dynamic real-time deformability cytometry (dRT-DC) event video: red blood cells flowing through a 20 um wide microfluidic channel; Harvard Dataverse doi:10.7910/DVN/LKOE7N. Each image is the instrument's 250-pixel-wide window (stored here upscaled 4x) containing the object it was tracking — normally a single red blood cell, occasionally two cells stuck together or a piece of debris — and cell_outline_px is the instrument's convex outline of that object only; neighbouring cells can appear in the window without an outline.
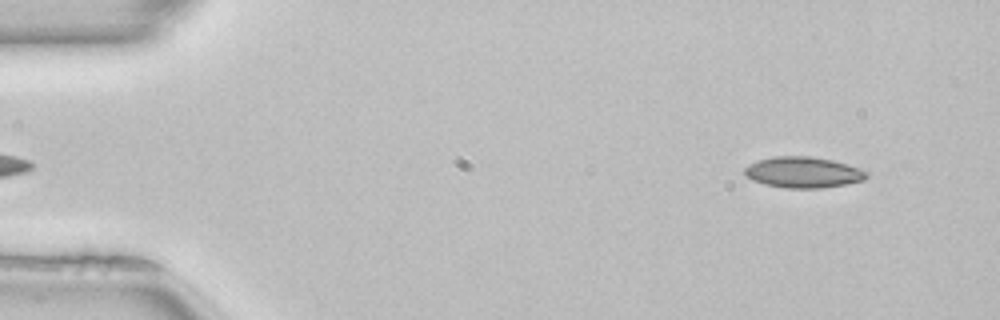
{"species": "common noctule bat (a hibernating species)", "species_latin": "Nyctalus noctula", "temperature_condition": "room temperature", "stored_images_in_passage": 48, "camera_frame_rate_fps": 3000, "um_per_image_px": 0.085, "animal": {"sex": "female", "body_mass_g": 22.7, "forearm_length_mm": 54.2}, "frame": {"image": 1, "passage_image": 2, "time_ms": 0.333, "image_size_px": [1000, 320], "cell_outline_px": [[868, 176], [864, 180], [844, 184], [820, 188], [784, 188], [764, 184], [752, 180], [744, 172], [744, 168], [748, 164], [756, 160], [776, 156], [812, 156], [832, 160], [848, 164], [860, 168], [868, 172]], "centroid_in_image_um": [68.26, 14.64], "position_along_channel_um": 16.7, "area_um2": 22.08}}
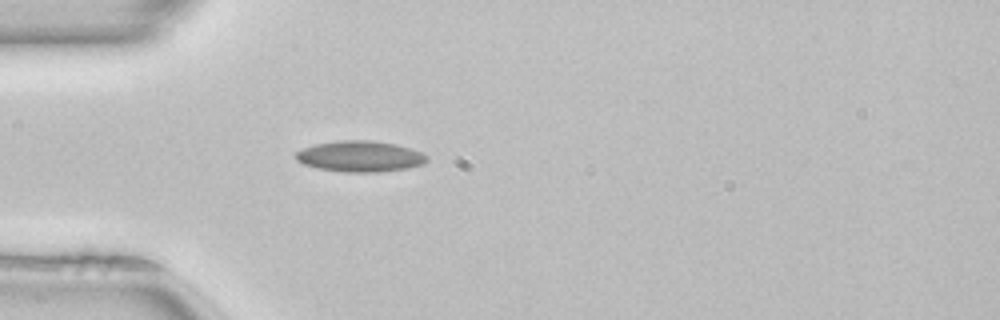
{"frame": {"image": 2, "passage_image": 12, "time_ms": 3.667, "image_size_px": [1000, 320], "cell_outline_px": [[428, 160], [424, 164], [408, 168], [380, 172], [344, 172], [320, 168], [304, 164], [296, 160], [296, 152], [300, 148], [316, 144], [340, 140], [372, 140], [396, 144], [420, 152], [428, 156]], "centroid_in_image_um": [30.61, 13.29], "position_along_channel_um": 54.4, "area_um2": 23.64}}
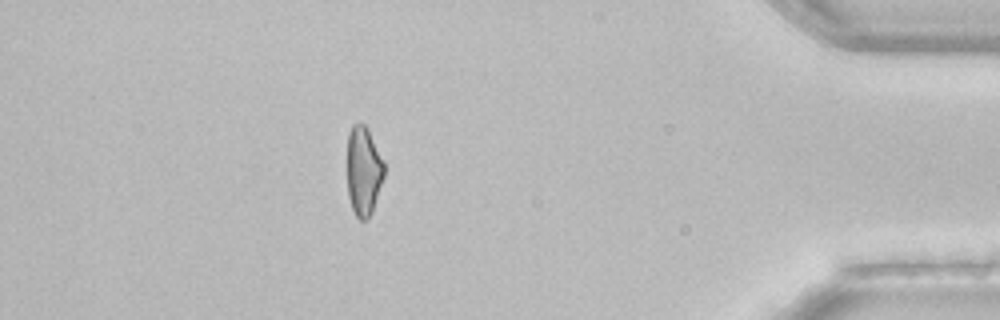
{"frame": {"image": 3, "passage_image": 42, "time_ms": 13.667, "image_size_px": [1000, 320], "cell_outline_px": [[384, 176], [372, 212], [364, 220], [360, 220], [356, 216], [352, 208], [348, 196], [348, 132], [352, 124], [364, 124], [368, 128], [384, 160]], "centroid_in_image_um": [30.91, 14.5], "position_along_channel_um": 404.3, "area_um2": 19.19}, "authors_computed_cell_mechanics": {"area_um2": 20.7213, "velocity_mm_per_s": 4.0506, "shape_relaxation_time_tau1_ms": null, "shape_relaxation_time_tau2_ms": 2.8035, "deformation_change_tau1": null, "deformation_change_tau2": 0.1142}}